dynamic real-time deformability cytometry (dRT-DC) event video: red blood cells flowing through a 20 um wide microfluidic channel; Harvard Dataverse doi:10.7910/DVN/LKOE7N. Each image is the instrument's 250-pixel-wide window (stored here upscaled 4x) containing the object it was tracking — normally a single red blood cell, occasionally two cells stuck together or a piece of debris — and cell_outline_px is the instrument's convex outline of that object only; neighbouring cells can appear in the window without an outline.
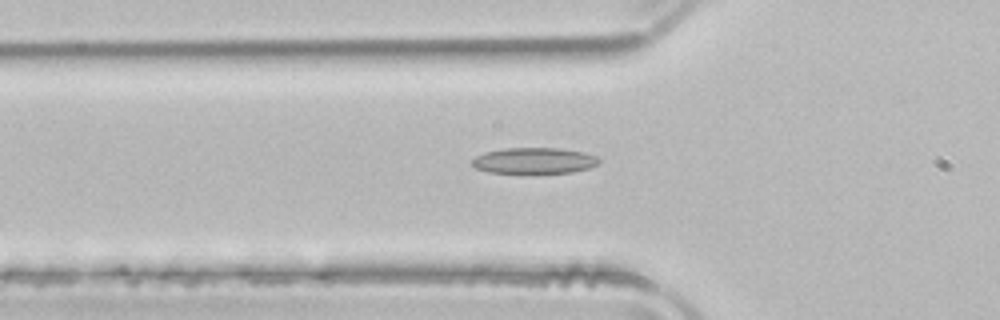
{"species": "common noctule bat (a hibernating species)", "species_latin": "Nyctalus noctula", "temperature_condition": "room temperature", "stored_images_in_passage": 44, "camera_frame_rate_fps": 3000, "um_per_image_px": 0.085, "animal": {"sex": "male", "body_mass_g": 21.5, "forearm_length_mm": 52.0}, "frame": {"image": 1, "passage_image": 14, "time_ms": 4.333, "image_size_px": [1000, 320], "cell_outline_px": [[600, 160], [596, 164], [588, 168], [572, 172], [488, 172], [476, 168], [472, 164], [472, 160], [476, 156], [488, 152], [504, 148], [560, 148], [580, 152], [596, 156]], "centroid_in_image_um": [45.39, 13.64], "position_along_channel_um": 80.4, "area_um2": 18.67}}
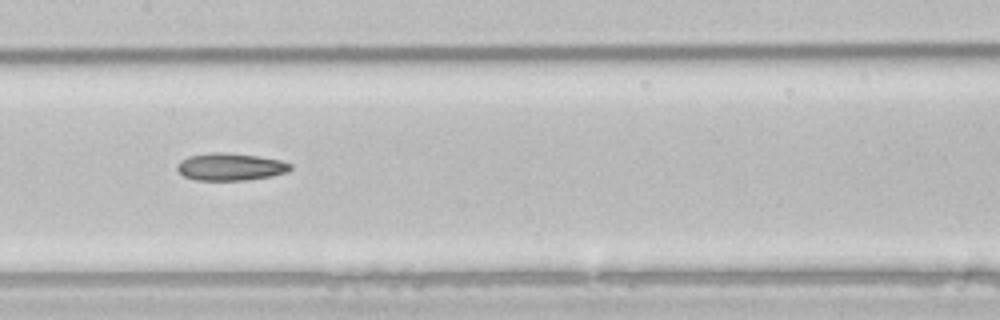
{"frame": {"image": 2, "passage_image": 22, "time_ms": 7.0, "image_size_px": [1000, 320], "cell_outline_px": [[292, 168], [288, 172], [272, 176], [244, 180], [196, 180], [184, 176], [176, 168], [180, 160], [188, 156], [212, 152], [220, 152], [256, 156], [280, 160], [292, 164]], "centroid_in_image_um": [19.59, 14.18], "position_along_channel_um": 187.8, "area_um2": 17.98}}
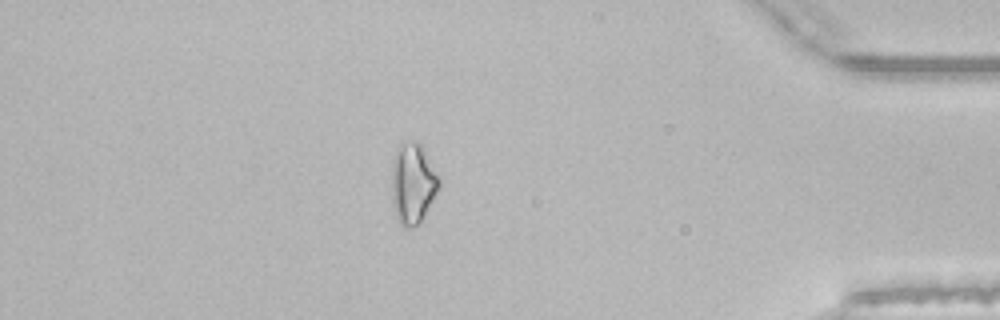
{"frame": {"image": 3, "passage_image": 41, "time_ms": 13.333, "image_size_px": [1000, 320], "cell_outline_px": [[440, 188], [420, 220], [412, 228], [404, 228], [396, 220], [392, 204], [392, 160], [396, 148], [400, 144], [420, 144], [424, 148], [440, 176]], "centroid_in_image_um": [35.08, 15.61], "position_along_channel_um": 400.1, "area_um2": 22.25}}